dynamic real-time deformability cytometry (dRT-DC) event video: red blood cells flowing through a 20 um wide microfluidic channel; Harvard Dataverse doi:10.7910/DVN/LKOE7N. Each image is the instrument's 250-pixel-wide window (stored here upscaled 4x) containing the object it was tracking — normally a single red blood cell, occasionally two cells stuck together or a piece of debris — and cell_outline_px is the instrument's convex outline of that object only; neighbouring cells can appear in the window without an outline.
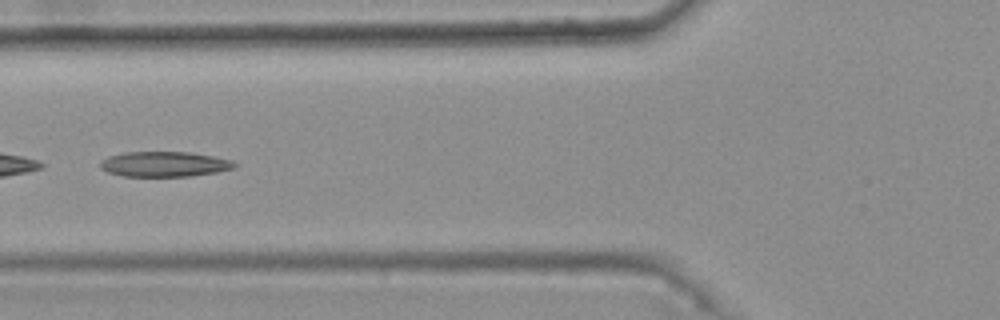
{"species": "common noctule bat (a hibernating species)", "species_latin": "Nyctalus noctula", "temperature_condition": "warm", "stored_images_in_passage": 47, "camera_frame_rate_fps": 3000, "um_per_image_px": 0.085, "animal": {"sex": "female", "body_mass_g": 25.1}, "frame": {"image": 1, "passage_image": 21, "time_ms": 6.667, "image_size_px": [1000, 320], "cell_outline_px": [[240, 164], [232, 168], [216, 172], [192, 176], [124, 176], [108, 172], [100, 168], [100, 160], [108, 156], [124, 152], [188, 152], [212, 156], [232, 160]], "centroid_in_image_um": [13.96, 13.95], "position_along_channel_um": 111.8, "area_um2": 19.71}}
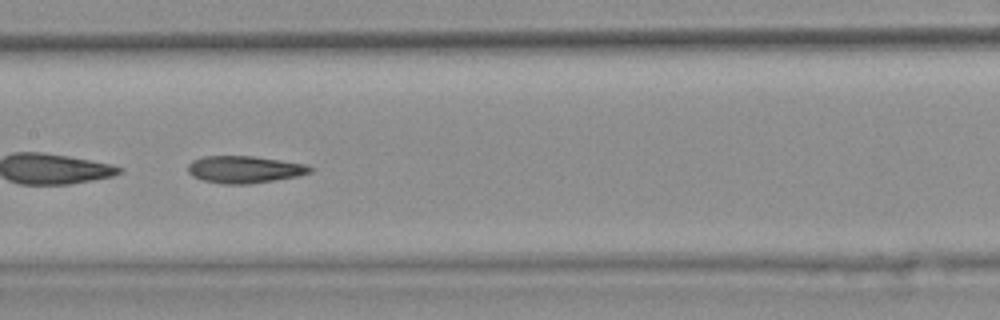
{"frame": {"image": 2, "passage_image": 27, "time_ms": 8.667, "image_size_px": [1000, 320], "cell_outline_px": [[312, 172], [296, 176], [276, 180], [248, 184], [220, 184], [200, 180], [192, 176], [188, 172], [188, 164], [192, 160], [200, 156], [252, 156], [308, 164], [312, 168]], "centroid_in_image_um": [20.74, 14.4], "position_along_channel_um": 186.7, "area_um2": 19.54}, "authors_computed_cell_mechanics": {"area_um2": 20.519, "velocity_mm_per_s": 3.7343, "shape_relaxation_time_tau1_ms": null, "shape_relaxation_time_tau2_ms": 3.4663, "deformation_change_tau1": null, "deformation_change_tau2": 0.1184}}